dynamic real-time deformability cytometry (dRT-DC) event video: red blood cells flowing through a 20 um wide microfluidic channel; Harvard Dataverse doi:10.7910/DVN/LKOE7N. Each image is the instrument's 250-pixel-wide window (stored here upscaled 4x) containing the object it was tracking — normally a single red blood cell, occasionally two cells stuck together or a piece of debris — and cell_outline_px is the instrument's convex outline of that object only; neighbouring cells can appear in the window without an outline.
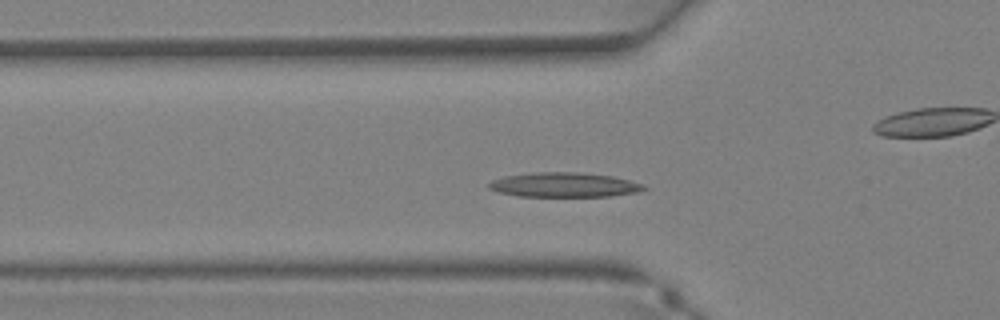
{"species": "Egyptian fruit bat (a non-hibernating species)", "species_latin": "Rousettus aegyptiacus", "temperature_condition": "warm", "stored_images_in_passage": 30, "camera_frame_rate_fps": 3000, "um_per_image_px": 0.085, "animal": {"sex": "female"}, "frame": {"image": 1, "passage_image": 5, "time_ms": 1.333, "image_size_px": [1000, 320], "cell_outline_px": [[648, 188], [640, 192], [612, 196], [520, 196], [500, 192], [488, 188], [488, 184], [492, 180], [504, 176], [536, 172], [576, 172], [612, 176], [644, 184]], "centroid_in_image_um": [47.99, 15.71], "position_along_channel_um": 77.8, "area_um2": 22.14}}
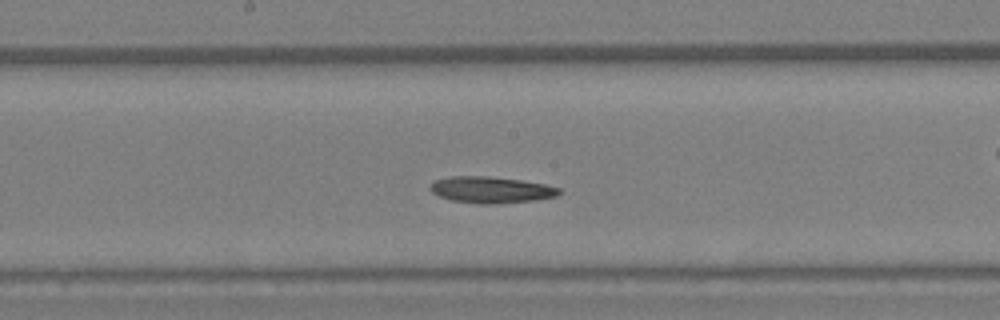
{"frame": {"image": 2, "passage_image": 12, "time_ms": 3.667, "image_size_px": [1000, 320], "cell_outline_px": [[560, 192], [556, 196], [536, 200], [496, 204], [476, 204], [452, 200], [440, 196], [432, 192], [428, 188], [436, 180], [448, 176], [488, 176], [520, 180], [544, 184], [560, 188]], "centroid_in_image_um": [41.73, 16.14], "position_along_channel_um": 206.5, "area_um2": 19.83}}
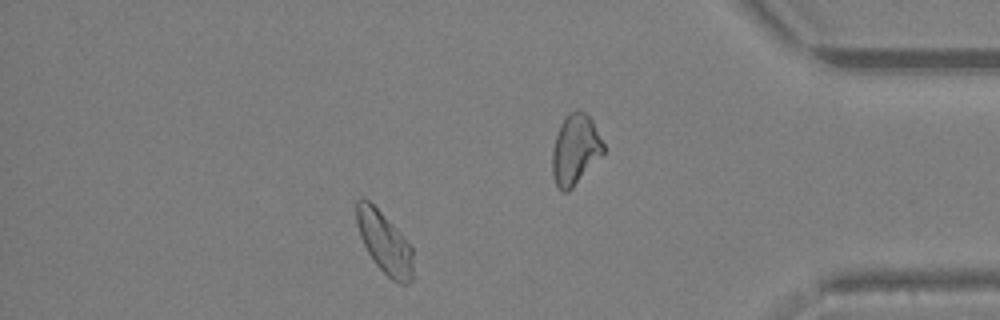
{"frame": {"image": 3, "passage_image": 25, "time_ms": 8.0, "image_size_px": [1000, 320], "cell_outline_px": [[412, 280], [408, 284], [400, 284], [392, 280], [372, 260], [360, 236], [356, 224], [356, 200], [368, 200], [400, 232], [412, 248]], "centroid_in_image_um": [32.67, 20.65], "position_along_channel_um": 402.5, "area_um2": 19.94}}